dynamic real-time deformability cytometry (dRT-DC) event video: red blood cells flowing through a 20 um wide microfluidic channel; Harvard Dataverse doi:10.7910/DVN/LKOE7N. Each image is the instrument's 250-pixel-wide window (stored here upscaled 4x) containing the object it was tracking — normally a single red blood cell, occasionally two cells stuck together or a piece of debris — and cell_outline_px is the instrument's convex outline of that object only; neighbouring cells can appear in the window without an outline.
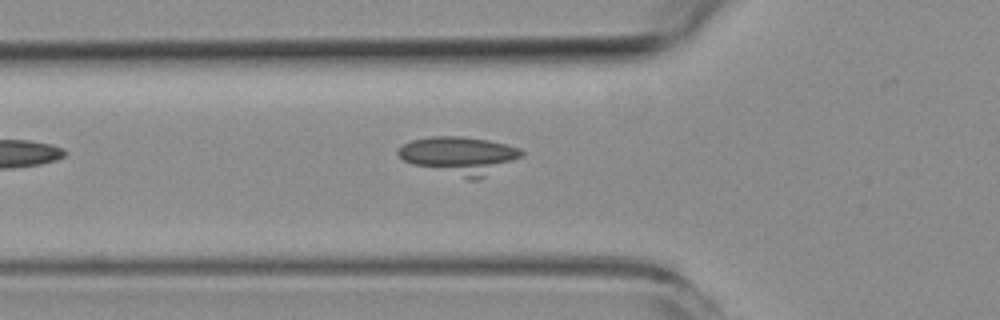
{"species": "common noctule bat (a hibernating species)", "species_latin": "Nyctalus noctula", "temperature_condition": "room temperature", "stored_images_in_passage": 2, "camera_frame_rate_fps": 3000, "um_per_image_px": 0.085, "animal": {"sex": "female", "body_mass_g": 19.3, "forearm_length_mm": 54.1}, "frame": {"image": 1, "passage_image": 2, "time_ms": 1.333, "image_size_px": [1000, 320], "cell_outline_px": [[524, 156], [480, 180], [468, 180], [412, 164], [404, 160], [396, 152], [404, 144], [412, 140], [432, 136], [460, 136], [488, 140], [508, 144], [520, 148], [524, 152]], "centroid_in_image_um": [39.11, 13.23], "position_along_channel_um": 86.7, "area_um2": 27.34}}